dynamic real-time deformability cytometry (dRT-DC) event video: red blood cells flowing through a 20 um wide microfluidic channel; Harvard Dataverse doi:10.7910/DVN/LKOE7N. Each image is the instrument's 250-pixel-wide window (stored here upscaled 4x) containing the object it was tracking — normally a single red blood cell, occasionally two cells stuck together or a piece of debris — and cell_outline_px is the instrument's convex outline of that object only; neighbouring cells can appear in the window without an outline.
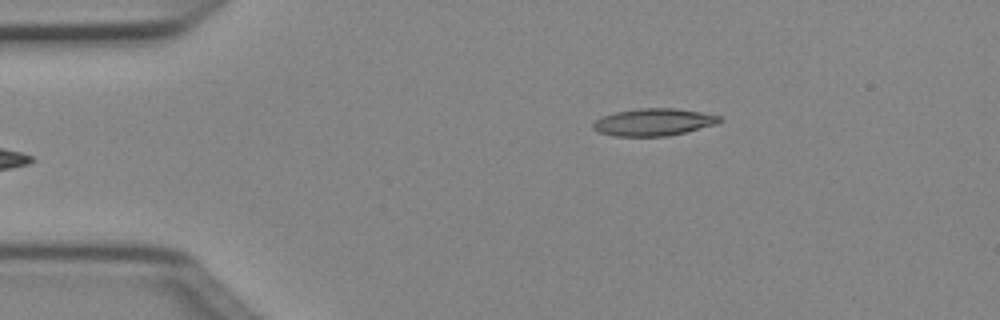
{"species": "Egyptian fruit bat (a non-hibernating species)", "species_latin": "Rousettus aegyptiacus", "temperature_condition": "cold", "stored_images_in_passage": 5, "camera_frame_rate_fps": 3000, "um_per_image_px": 0.085, "animal": {"sex": "female"}, "frame": {"image": 1, "passage_image": 5, "time_ms": 1.333, "image_size_px": [1000, 320], "cell_outline_px": [[724, 120], [716, 124], [668, 136], [612, 136], [600, 132], [592, 128], [592, 124], [596, 120], [604, 116], [616, 112], [640, 108], [676, 108], [700, 112], [720, 116]], "centroid_in_image_um": [55.56, 10.38], "position_along_channel_um": 29.4, "area_um2": 19.94}}